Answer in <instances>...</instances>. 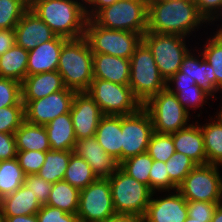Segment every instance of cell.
Instances as JSON below:
<instances>
[{"mask_svg": "<svg viewBox=\"0 0 222 222\" xmlns=\"http://www.w3.org/2000/svg\"><path fill=\"white\" fill-rule=\"evenodd\" d=\"M17 151H50L48 135L44 125H34L24 121L15 131Z\"/></svg>", "mask_w": 222, "mask_h": 222, "instance_id": "27", "label": "cell"}, {"mask_svg": "<svg viewBox=\"0 0 222 222\" xmlns=\"http://www.w3.org/2000/svg\"><path fill=\"white\" fill-rule=\"evenodd\" d=\"M65 88L57 70L27 75L21 83L22 101L37 100Z\"/></svg>", "mask_w": 222, "mask_h": 222, "instance_id": "23", "label": "cell"}, {"mask_svg": "<svg viewBox=\"0 0 222 222\" xmlns=\"http://www.w3.org/2000/svg\"><path fill=\"white\" fill-rule=\"evenodd\" d=\"M29 9L44 21L56 36L77 39L85 35L87 17L79 0H36Z\"/></svg>", "mask_w": 222, "mask_h": 222, "instance_id": "2", "label": "cell"}, {"mask_svg": "<svg viewBox=\"0 0 222 222\" xmlns=\"http://www.w3.org/2000/svg\"><path fill=\"white\" fill-rule=\"evenodd\" d=\"M143 107L150 114L154 131L173 134L190 125L189 113L179 102L176 95L167 89L151 97Z\"/></svg>", "mask_w": 222, "mask_h": 222, "instance_id": "8", "label": "cell"}, {"mask_svg": "<svg viewBox=\"0 0 222 222\" xmlns=\"http://www.w3.org/2000/svg\"><path fill=\"white\" fill-rule=\"evenodd\" d=\"M165 164L169 178L177 188L191 170L197 166L192 159L179 152H175Z\"/></svg>", "mask_w": 222, "mask_h": 222, "instance_id": "37", "label": "cell"}, {"mask_svg": "<svg viewBox=\"0 0 222 222\" xmlns=\"http://www.w3.org/2000/svg\"><path fill=\"white\" fill-rule=\"evenodd\" d=\"M28 9L21 0H0V29H14Z\"/></svg>", "mask_w": 222, "mask_h": 222, "instance_id": "39", "label": "cell"}, {"mask_svg": "<svg viewBox=\"0 0 222 222\" xmlns=\"http://www.w3.org/2000/svg\"><path fill=\"white\" fill-rule=\"evenodd\" d=\"M165 195L158 196L157 191L151 195L146 213L145 222H184L188 217L187 200L178 190L166 191ZM169 193V194H168Z\"/></svg>", "mask_w": 222, "mask_h": 222, "instance_id": "15", "label": "cell"}, {"mask_svg": "<svg viewBox=\"0 0 222 222\" xmlns=\"http://www.w3.org/2000/svg\"><path fill=\"white\" fill-rule=\"evenodd\" d=\"M192 50L193 52H191ZM192 50L187 53L180 66L179 71L181 72V77H188L191 80L194 79L196 85L208 92L213 97V100H215L214 98L217 97L216 94L219 93L220 90L216 87V77L213 67L203 58L200 50ZM196 53L198 55H196Z\"/></svg>", "mask_w": 222, "mask_h": 222, "instance_id": "19", "label": "cell"}, {"mask_svg": "<svg viewBox=\"0 0 222 222\" xmlns=\"http://www.w3.org/2000/svg\"><path fill=\"white\" fill-rule=\"evenodd\" d=\"M14 29H0V56L15 44Z\"/></svg>", "mask_w": 222, "mask_h": 222, "instance_id": "50", "label": "cell"}, {"mask_svg": "<svg viewBox=\"0 0 222 222\" xmlns=\"http://www.w3.org/2000/svg\"><path fill=\"white\" fill-rule=\"evenodd\" d=\"M184 222H210V221H198L188 216Z\"/></svg>", "mask_w": 222, "mask_h": 222, "instance_id": "56", "label": "cell"}, {"mask_svg": "<svg viewBox=\"0 0 222 222\" xmlns=\"http://www.w3.org/2000/svg\"><path fill=\"white\" fill-rule=\"evenodd\" d=\"M104 222H145L141 216L133 214H115Z\"/></svg>", "mask_w": 222, "mask_h": 222, "instance_id": "52", "label": "cell"}, {"mask_svg": "<svg viewBox=\"0 0 222 222\" xmlns=\"http://www.w3.org/2000/svg\"><path fill=\"white\" fill-rule=\"evenodd\" d=\"M24 185L31 189V192L36 196L39 204L46 205L53 183L46 181L44 178L35 175H27L24 180Z\"/></svg>", "mask_w": 222, "mask_h": 222, "instance_id": "44", "label": "cell"}, {"mask_svg": "<svg viewBox=\"0 0 222 222\" xmlns=\"http://www.w3.org/2000/svg\"><path fill=\"white\" fill-rule=\"evenodd\" d=\"M153 159L147 152L130 157L119 164V167L138 182L149 187V175Z\"/></svg>", "mask_w": 222, "mask_h": 222, "instance_id": "36", "label": "cell"}, {"mask_svg": "<svg viewBox=\"0 0 222 222\" xmlns=\"http://www.w3.org/2000/svg\"><path fill=\"white\" fill-rule=\"evenodd\" d=\"M74 153L90 165L97 178H109L119 167L117 160L103 150L95 137L78 140Z\"/></svg>", "mask_w": 222, "mask_h": 222, "instance_id": "18", "label": "cell"}, {"mask_svg": "<svg viewBox=\"0 0 222 222\" xmlns=\"http://www.w3.org/2000/svg\"><path fill=\"white\" fill-rule=\"evenodd\" d=\"M24 121V105H14L0 109V133L14 134Z\"/></svg>", "mask_w": 222, "mask_h": 222, "instance_id": "40", "label": "cell"}, {"mask_svg": "<svg viewBox=\"0 0 222 222\" xmlns=\"http://www.w3.org/2000/svg\"><path fill=\"white\" fill-rule=\"evenodd\" d=\"M24 4L30 7L36 0H21Z\"/></svg>", "mask_w": 222, "mask_h": 222, "instance_id": "57", "label": "cell"}, {"mask_svg": "<svg viewBox=\"0 0 222 222\" xmlns=\"http://www.w3.org/2000/svg\"><path fill=\"white\" fill-rule=\"evenodd\" d=\"M92 53H102L130 59L143 41V35L137 32L113 30L97 25L87 19L85 35Z\"/></svg>", "mask_w": 222, "mask_h": 222, "instance_id": "6", "label": "cell"}, {"mask_svg": "<svg viewBox=\"0 0 222 222\" xmlns=\"http://www.w3.org/2000/svg\"><path fill=\"white\" fill-rule=\"evenodd\" d=\"M14 105H24L21 83L13 79L0 77V109Z\"/></svg>", "mask_w": 222, "mask_h": 222, "instance_id": "42", "label": "cell"}, {"mask_svg": "<svg viewBox=\"0 0 222 222\" xmlns=\"http://www.w3.org/2000/svg\"><path fill=\"white\" fill-rule=\"evenodd\" d=\"M67 40L66 38L55 36L52 40L29 50L27 75L56 71L61 49Z\"/></svg>", "mask_w": 222, "mask_h": 222, "instance_id": "20", "label": "cell"}, {"mask_svg": "<svg viewBox=\"0 0 222 222\" xmlns=\"http://www.w3.org/2000/svg\"><path fill=\"white\" fill-rule=\"evenodd\" d=\"M115 214L108 178H97L80 190L77 211L80 222H104Z\"/></svg>", "mask_w": 222, "mask_h": 222, "instance_id": "12", "label": "cell"}, {"mask_svg": "<svg viewBox=\"0 0 222 222\" xmlns=\"http://www.w3.org/2000/svg\"><path fill=\"white\" fill-rule=\"evenodd\" d=\"M148 2H164V1H173V0H147Z\"/></svg>", "mask_w": 222, "mask_h": 222, "instance_id": "58", "label": "cell"}, {"mask_svg": "<svg viewBox=\"0 0 222 222\" xmlns=\"http://www.w3.org/2000/svg\"><path fill=\"white\" fill-rule=\"evenodd\" d=\"M209 37V38H208ZM200 48L203 58L213 67L216 77V87L222 90V35L214 34Z\"/></svg>", "mask_w": 222, "mask_h": 222, "instance_id": "35", "label": "cell"}, {"mask_svg": "<svg viewBox=\"0 0 222 222\" xmlns=\"http://www.w3.org/2000/svg\"><path fill=\"white\" fill-rule=\"evenodd\" d=\"M219 165H197L185 177L178 191L187 201L222 202V176Z\"/></svg>", "mask_w": 222, "mask_h": 222, "instance_id": "11", "label": "cell"}, {"mask_svg": "<svg viewBox=\"0 0 222 222\" xmlns=\"http://www.w3.org/2000/svg\"><path fill=\"white\" fill-rule=\"evenodd\" d=\"M198 12L208 22L222 5V0H194Z\"/></svg>", "mask_w": 222, "mask_h": 222, "instance_id": "48", "label": "cell"}, {"mask_svg": "<svg viewBox=\"0 0 222 222\" xmlns=\"http://www.w3.org/2000/svg\"><path fill=\"white\" fill-rule=\"evenodd\" d=\"M221 93H222V90L220 91ZM222 104V103H221ZM222 106V105H221ZM215 113H217L220 117H222V107L220 108V111L218 112V110H217V112H215Z\"/></svg>", "mask_w": 222, "mask_h": 222, "instance_id": "60", "label": "cell"}, {"mask_svg": "<svg viewBox=\"0 0 222 222\" xmlns=\"http://www.w3.org/2000/svg\"><path fill=\"white\" fill-rule=\"evenodd\" d=\"M14 31L16 44L27 51L56 36L51 28L30 9L23 14Z\"/></svg>", "mask_w": 222, "mask_h": 222, "instance_id": "17", "label": "cell"}, {"mask_svg": "<svg viewBox=\"0 0 222 222\" xmlns=\"http://www.w3.org/2000/svg\"><path fill=\"white\" fill-rule=\"evenodd\" d=\"M147 0H118L101 9L92 20L99 26L137 32L144 35L147 31Z\"/></svg>", "mask_w": 222, "mask_h": 222, "instance_id": "7", "label": "cell"}, {"mask_svg": "<svg viewBox=\"0 0 222 222\" xmlns=\"http://www.w3.org/2000/svg\"><path fill=\"white\" fill-rule=\"evenodd\" d=\"M217 206L216 202L187 201L188 216L198 221H211Z\"/></svg>", "mask_w": 222, "mask_h": 222, "instance_id": "46", "label": "cell"}, {"mask_svg": "<svg viewBox=\"0 0 222 222\" xmlns=\"http://www.w3.org/2000/svg\"><path fill=\"white\" fill-rule=\"evenodd\" d=\"M73 152L74 151L58 150L45 152V161L37 175L51 183L63 180L69 159Z\"/></svg>", "mask_w": 222, "mask_h": 222, "instance_id": "31", "label": "cell"}, {"mask_svg": "<svg viewBox=\"0 0 222 222\" xmlns=\"http://www.w3.org/2000/svg\"><path fill=\"white\" fill-rule=\"evenodd\" d=\"M0 222H4V219L2 218L1 215H0Z\"/></svg>", "mask_w": 222, "mask_h": 222, "instance_id": "61", "label": "cell"}, {"mask_svg": "<svg viewBox=\"0 0 222 222\" xmlns=\"http://www.w3.org/2000/svg\"><path fill=\"white\" fill-rule=\"evenodd\" d=\"M194 122L172 134L174 148L176 152L185 154L197 165L207 164L200 123L198 120Z\"/></svg>", "mask_w": 222, "mask_h": 222, "instance_id": "21", "label": "cell"}, {"mask_svg": "<svg viewBox=\"0 0 222 222\" xmlns=\"http://www.w3.org/2000/svg\"><path fill=\"white\" fill-rule=\"evenodd\" d=\"M25 178L17 158L0 161V200L20 188Z\"/></svg>", "mask_w": 222, "mask_h": 222, "instance_id": "32", "label": "cell"}, {"mask_svg": "<svg viewBox=\"0 0 222 222\" xmlns=\"http://www.w3.org/2000/svg\"><path fill=\"white\" fill-rule=\"evenodd\" d=\"M51 150L74 151L77 142L70 112L44 125Z\"/></svg>", "mask_w": 222, "mask_h": 222, "instance_id": "25", "label": "cell"}, {"mask_svg": "<svg viewBox=\"0 0 222 222\" xmlns=\"http://www.w3.org/2000/svg\"><path fill=\"white\" fill-rule=\"evenodd\" d=\"M16 155L15 135L0 133V161L16 158Z\"/></svg>", "mask_w": 222, "mask_h": 222, "instance_id": "47", "label": "cell"}, {"mask_svg": "<svg viewBox=\"0 0 222 222\" xmlns=\"http://www.w3.org/2000/svg\"><path fill=\"white\" fill-rule=\"evenodd\" d=\"M108 179L115 213L144 217L153 191L120 167Z\"/></svg>", "mask_w": 222, "mask_h": 222, "instance_id": "5", "label": "cell"}, {"mask_svg": "<svg viewBox=\"0 0 222 222\" xmlns=\"http://www.w3.org/2000/svg\"><path fill=\"white\" fill-rule=\"evenodd\" d=\"M79 195V189L73 187L65 180H60L53 183L46 205L57 207L67 213L77 214Z\"/></svg>", "mask_w": 222, "mask_h": 222, "instance_id": "30", "label": "cell"}, {"mask_svg": "<svg viewBox=\"0 0 222 222\" xmlns=\"http://www.w3.org/2000/svg\"><path fill=\"white\" fill-rule=\"evenodd\" d=\"M36 216L38 222H80L77 214L67 213L48 205H42Z\"/></svg>", "mask_w": 222, "mask_h": 222, "instance_id": "45", "label": "cell"}, {"mask_svg": "<svg viewBox=\"0 0 222 222\" xmlns=\"http://www.w3.org/2000/svg\"><path fill=\"white\" fill-rule=\"evenodd\" d=\"M186 39V40H185ZM143 42L151 50L161 76L167 81L177 71L187 53V38L175 34L145 32Z\"/></svg>", "mask_w": 222, "mask_h": 222, "instance_id": "9", "label": "cell"}, {"mask_svg": "<svg viewBox=\"0 0 222 222\" xmlns=\"http://www.w3.org/2000/svg\"><path fill=\"white\" fill-rule=\"evenodd\" d=\"M175 152L172 134L153 132L147 148V153L153 160L165 163Z\"/></svg>", "mask_w": 222, "mask_h": 222, "instance_id": "38", "label": "cell"}, {"mask_svg": "<svg viewBox=\"0 0 222 222\" xmlns=\"http://www.w3.org/2000/svg\"><path fill=\"white\" fill-rule=\"evenodd\" d=\"M70 116L78 141L95 136L98 124L104 114L87 92H76Z\"/></svg>", "mask_w": 222, "mask_h": 222, "instance_id": "16", "label": "cell"}, {"mask_svg": "<svg viewBox=\"0 0 222 222\" xmlns=\"http://www.w3.org/2000/svg\"><path fill=\"white\" fill-rule=\"evenodd\" d=\"M121 130L122 161L147 152L154 128L150 114L143 106L135 113L121 115Z\"/></svg>", "mask_w": 222, "mask_h": 222, "instance_id": "13", "label": "cell"}, {"mask_svg": "<svg viewBox=\"0 0 222 222\" xmlns=\"http://www.w3.org/2000/svg\"><path fill=\"white\" fill-rule=\"evenodd\" d=\"M205 23L194 0L148 2L147 32L189 38Z\"/></svg>", "mask_w": 222, "mask_h": 222, "instance_id": "1", "label": "cell"}, {"mask_svg": "<svg viewBox=\"0 0 222 222\" xmlns=\"http://www.w3.org/2000/svg\"><path fill=\"white\" fill-rule=\"evenodd\" d=\"M86 92L97 103L104 115H128L135 113L143 106L129 85L93 79Z\"/></svg>", "mask_w": 222, "mask_h": 222, "instance_id": "10", "label": "cell"}, {"mask_svg": "<svg viewBox=\"0 0 222 222\" xmlns=\"http://www.w3.org/2000/svg\"><path fill=\"white\" fill-rule=\"evenodd\" d=\"M76 91L65 88L43 98L22 101L25 121L34 125H46L59 115L70 112Z\"/></svg>", "mask_w": 222, "mask_h": 222, "instance_id": "14", "label": "cell"}, {"mask_svg": "<svg viewBox=\"0 0 222 222\" xmlns=\"http://www.w3.org/2000/svg\"><path fill=\"white\" fill-rule=\"evenodd\" d=\"M209 117L203 125L200 124L204 137V148L208 164L222 167V117L217 113Z\"/></svg>", "mask_w": 222, "mask_h": 222, "instance_id": "28", "label": "cell"}, {"mask_svg": "<svg viewBox=\"0 0 222 222\" xmlns=\"http://www.w3.org/2000/svg\"><path fill=\"white\" fill-rule=\"evenodd\" d=\"M41 205L36 196L24 184L14 193L0 200L1 216H17L37 214Z\"/></svg>", "mask_w": 222, "mask_h": 222, "instance_id": "26", "label": "cell"}, {"mask_svg": "<svg viewBox=\"0 0 222 222\" xmlns=\"http://www.w3.org/2000/svg\"><path fill=\"white\" fill-rule=\"evenodd\" d=\"M97 176L93 173L90 165L76 153H72L65 172L64 179L73 187L81 190L94 182Z\"/></svg>", "mask_w": 222, "mask_h": 222, "instance_id": "33", "label": "cell"}, {"mask_svg": "<svg viewBox=\"0 0 222 222\" xmlns=\"http://www.w3.org/2000/svg\"><path fill=\"white\" fill-rule=\"evenodd\" d=\"M118 0H91L85 6V13L87 19H92L101 9L110 6Z\"/></svg>", "mask_w": 222, "mask_h": 222, "instance_id": "49", "label": "cell"}, {"mask_svg": "<svg viewBox=\"0 0 222 222\" xmlns=\"http://www.w3.org/2000/svg\"><path fill=\"white\" fill-rule=\"evenodd\" d=\"M93 79H102L121 85H129L130 59L93 53Z\"/></svg>", "mask_w": 222, "mask_h": 222, "instance_id": "22", "label": "cell"}, {"mask_svg": "<svg viewBox=\"0 0 222 222\" xmlns=\"http://www.w3.org/2000/svg\"><path fill=\"white\" fill-rule=\"evenodd\" d=\"M196 81L188 77H181V72L177 71L166 81V87H190L195 85Z\"/></svg>", "mask_w": 222, "mask_h": 222, "instance_id": "51", "label": "cell"}, {"mask_svg": "<svg viewBox=\"0 0 222 222\" xmlns=\"http://www.w3.org/2000/svg\"><path fill=\"white\" fill-rule=\"evenodd\" d=\"M210 222H222V203L218 204Z\"/></svg>", "mask_w": 222, "mask_h": 222, "instance_id": "55", "label": "cell"}, {"mask_svg": "<svg viewBox=\"0 0 222 222\" xmlns=\"http://www.w3.org/2000/svg\"><path fill=\"white\" fill-rule=\"evenodd\" d=\"M80 1V0H79ZM91 0H81V3L86 6Z\"/></svg>", "mask_w": 222, "mask_h": 222, "instance_id": "59", "label": "cell"}, {"mask_svg": "<svg viewBox=\"0 0 222 222\" xmlns=\"http://www.w3.org/2000/svg\"><path fill=\"white\" fill-rule=\"evenodd\" d=\"M166 89L175 94L181 105L190 113V110L200 109L201 113L195 115V117H200L202 114L203 105L207 104L210 98L213 97L201 89L198 85H191L190 87H166ZM201 107V108H200Z\"/></svg>", "mask_w": 222, "mask_h": 222, "instance_id": "34", "label": "cell"}, {"mask_svg": "<svg viewBox=\"0 0 222 222\" xmlns=\"http://www.w3.org/2000/svg\"><path fill=\"white\" fill-rule=\"evenodd\" d=\"M149 175V188L155 192H166L178 190V188L171 182L166 170V164L162 161L153 160V165Z\"/></svg>", "mask_w": 222, "mask_h": 222, "instance_id": "41", "label": "cell"}, {"mask_svg": "<svg viewBox=\"0 0 222 222\" xmlns=\"http://www.w3.org/2000/svg\"><path fill=\"white\" fill-rule=\"evenodd\" d=\"M221 17H222V5L219 7L218 11L214 14V16L208 21V23L206 25L210 26L212 23L214 25L215 21L222 20ZM210 22H211V24H210ZM217 28H216L217 31L213 32V34H220V35H222V24H221V26L220 25L217 26Z\"/></svg>", "mask_w": 222, "mask_h": 222, "instance_id": "54", "label": "cell"}, {"mask_svg": "<svg viewBox=\"0 0 222 222\" xmlns=\"http://www.w3.org/2000/svg\"><path fill=\"white\" fill-rule=\"evenodd\" d=\"M129 86L142 105L166 89V81L159 72L151 50L143 41L130 58Z\"/></svg>", "mask_w": 222, "mask_h": 222, "instance_id": "4", "label": "cell"}, {"mask_svg": "<svg viewBox=\"0 0 222 222\" xmlns=\"http://www.w3.org/2000/svg\"><path fill=\"white\" fill-rule=\"evenodd\" d=\"M94 137L103 150L116 159L118 164L122 162L121 115H104Z\"/></svg>", "mask_w": 222, "mask_h": 222, "instance_id": "24", "label": "cell"}, {"mask_svg": "<svg viewBox=\"0 0 222 222\" xmlns=\"http://www.w3.org/2000/svg\"><path fill=\"white\" fill-rule=\"evenodd\" d=\"M57 71L66 88L76 92L88 90L93 80V53L84 36L63 44Z\"/></svg>", "mask_w": 222, "mask_h": 222, "instance_id": "3", "label": "cell"}, {"mask_svg": "<svg viewBox=\"0 0 222 222\" xmlns=\"http://www.w3.org/2000/svg\"><path fill=\"white\" fill-rule=\"evenodd\" d=\"M16 158L19 166L27 175H35L45 161V152L42 151H17Z\"/></svg>", "mask_w": 222, "mask_h": 222, "instance_id": "43", "label": "cell"}, {"mask_svg": "<svg viewBox=\"0 0 222 222\" xmlns=\"http://www.w3.org/2000/svg\"><path fill=\"white\" fill-rule=\"evenodd\" d=\"M4 222H38L36 214L32 215H17V216H2Z\"/></svg>", "mask_w": 222, "mask_h": 222, "instance_id": "53", "label": "cell"}, {"mask_svg": "<svg viewBox=\"0 0 222 222\" xmlns=\"http://www.w3.org/2000/svg\"><path fill=\"white\" fill-rule=\"evenodd\" d=\"M28 56L29 52L15 43L0 56V77L22 83L27 76Z\"/></svg>", "mask_w": 222, "mask_h": 222, "instance_id": "29", "label": "cell"}]
</instances>
